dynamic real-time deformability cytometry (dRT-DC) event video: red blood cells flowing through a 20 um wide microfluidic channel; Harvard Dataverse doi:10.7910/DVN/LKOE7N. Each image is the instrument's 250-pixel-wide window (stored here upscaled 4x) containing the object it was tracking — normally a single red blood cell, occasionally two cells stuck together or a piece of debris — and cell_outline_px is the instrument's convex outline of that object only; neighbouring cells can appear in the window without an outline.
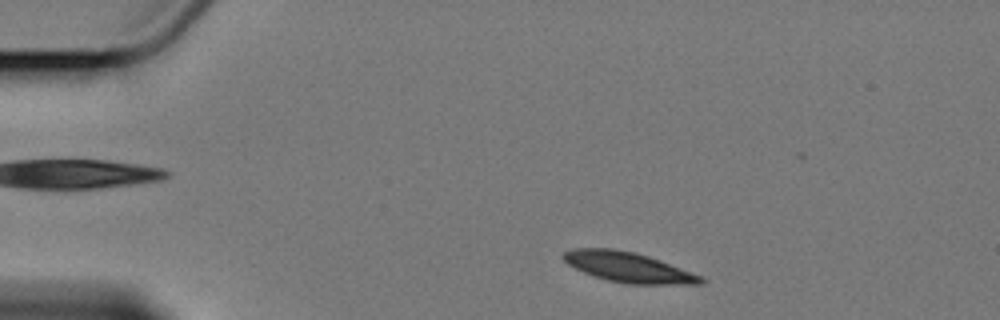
{"species": "Egyptian fruit bat (a non-hibernating species)", "species_latin": "Rousettus aegyptiacus", "temperature_condition": "cold", "stored_images_in_passage": 3, "camera_frame_rate_fps": 3000, "um_per_image_px": 0.085, "animal": {"sex": "female"}, "frame": {"image": 1, "passage_image": 1, "time_ms": 0.0, "image_size_px": [1000, 320], "cell_outline_px": [[704, 284], [628, 284], [608, 280], [584, 272], [568, 264], [560, 256], [564, 252], [572, 248], [612, 248], [632, 252], [648, 256], [660, 260], [700, 276], [704, 280]], "centroid_in_image_um": [53.36, 22.7], "position_along_channel_um": 31.6, "area_um2": 23.76}}